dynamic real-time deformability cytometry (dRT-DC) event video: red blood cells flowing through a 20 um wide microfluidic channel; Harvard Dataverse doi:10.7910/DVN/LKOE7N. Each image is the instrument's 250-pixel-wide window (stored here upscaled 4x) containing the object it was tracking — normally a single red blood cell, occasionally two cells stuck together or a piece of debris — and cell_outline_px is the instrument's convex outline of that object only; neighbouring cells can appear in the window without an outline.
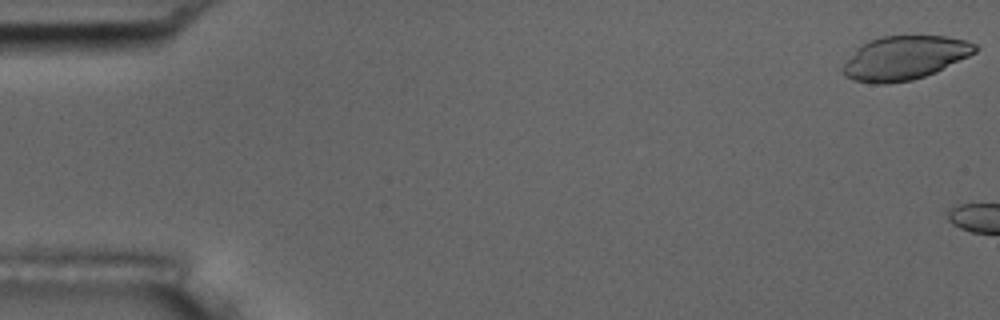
{"species": "common noctule bat (a hibernating species)", "species_latin": "Nyctalus noctula", "temperature_condition": "room temperature", "stored_images_in_passage": 5, "camera_frame_rate_fps": 3000, "um_per_image_px": 0.085, "animal": {"sex": "male", "body_mass_g": 17.5, "forearm_length_mm": 52.3}, "frame": {"image": 1, "passage_image": 1, "time_ms": 0.0, "image_size_px": [1000, 320], "cell_outline_px": [[980, 48], [976, 52], [936, 72], [912, 80], [888, 84], [876, 84], [852, 80], [844, 76], [840, 68], [856, 48], [860, 44], [868, 40], [880, 36], [944, 36], [964, 40], [976, 44]], "centroid_in_image_um": [76.84, 4.92], "position_along_channel_um": 8.2, "area_um2": 33.99}}